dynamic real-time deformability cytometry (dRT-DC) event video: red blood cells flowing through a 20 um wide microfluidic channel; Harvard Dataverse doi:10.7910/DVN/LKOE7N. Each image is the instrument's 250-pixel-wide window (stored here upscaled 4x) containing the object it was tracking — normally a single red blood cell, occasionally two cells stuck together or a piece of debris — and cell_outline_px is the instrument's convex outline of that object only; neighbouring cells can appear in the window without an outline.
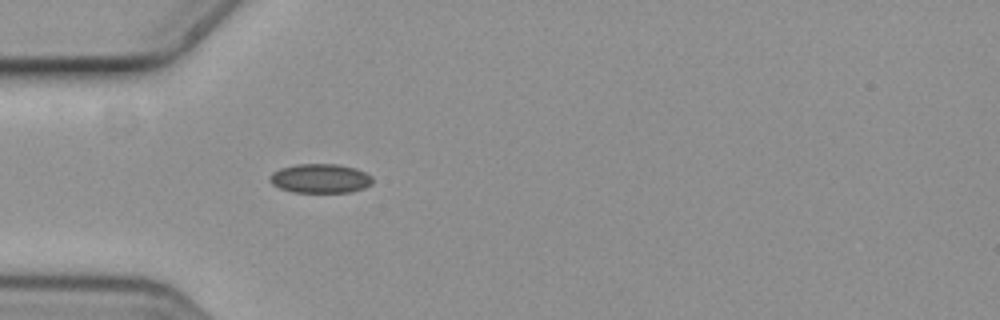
{"species": "common noctule bat (a hibernating species)", "species_latin": "Nyctalus noctula", "temperature_condition": "cold", "stored_images_in_passage": 1, "camera_frame_rate_fps": 3000, "um_per_image_px": 0.085, "animal": {"sex": "female", "body_mass_g": 19.3, "forearm_length_mm": 54.1}, "frame": {"image": 1, "passage_image": 1, "time_ms": 0.0, "image_size_px": [1000, 320], "cell_outline_px": [[372, 184], [364, 188], [352, 192], [292, 192], [280, 188], [272, 184], [268, 180], [268, 176], [272, 172], [280, 168], [296, 164], [340, 164], [356, 168], [372, 176]], "centroid_in_image_um": [27.21, 15.16], "position_along_channel_um": 57.8, "area_um2": 17.69}}